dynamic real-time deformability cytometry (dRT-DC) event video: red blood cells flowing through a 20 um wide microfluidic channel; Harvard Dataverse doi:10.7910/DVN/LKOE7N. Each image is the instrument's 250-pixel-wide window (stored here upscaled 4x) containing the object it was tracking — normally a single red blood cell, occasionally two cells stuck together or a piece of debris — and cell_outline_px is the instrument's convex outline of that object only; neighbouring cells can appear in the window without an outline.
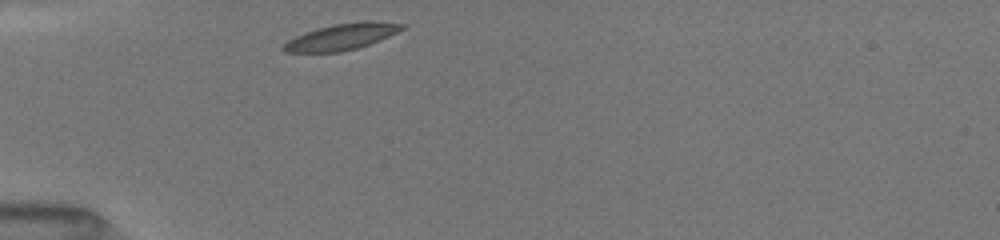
{"species": "common noctule bat (a hibernating species)", "species_latin": "Nyctalus noctula", "temperature_condition": "room temperature", "stored_images_in_passage": 4, "camera_frame_rate_fps": 3000, "um_per_image_px": 0.085, "animal": {"sex": "female", "body_mass_g": 19.5, "forearm_length_mm": 54.1}, "frame": {"image": 1, "passage_image": 1, "time_ms": 0.0, "image_size_px": [1000, 240], "cell_outline_px": [[404, 28], [380, 40], [356, 48], [340, 52], [284, 52], [280, 48], [288, 40], [304, 32], [316, 28], [332, 24], [364, 20], [368, 20], [404, 24]], "centroid_in_image_um": [29.0, 3.11], "position_along_channel_um": 56.0, "area_um2": 18.09}}